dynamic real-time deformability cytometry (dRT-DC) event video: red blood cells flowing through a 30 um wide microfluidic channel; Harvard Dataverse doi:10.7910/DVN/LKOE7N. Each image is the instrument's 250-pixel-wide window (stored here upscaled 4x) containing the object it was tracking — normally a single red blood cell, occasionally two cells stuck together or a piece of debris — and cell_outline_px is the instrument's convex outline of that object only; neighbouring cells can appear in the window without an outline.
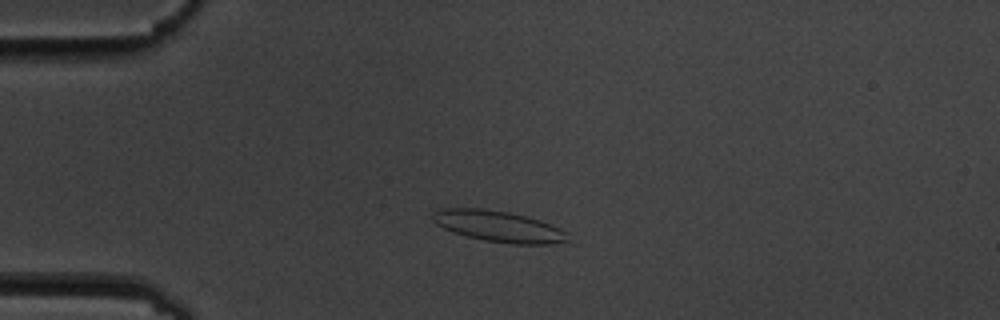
{"species": "common noctule bat (a hibernating species)", "species_latin": "Nyctalus noctula", "temperature_condition": "cold", "stored_images_in_passage": 4, "camera_frame_rate_fps": 3000, "um_per_image_px": 0.085, "animal": {"sex": "male", "body_mass_g": 19.5, "forearm_length_mm": 54.6}, "frame": {"image": 1, "passage_image": 4, "time_ms": 3.333, "image_size_px": [1000, 320], "cell_outline_px": [[568, 240], [552, 244], [512, 244], [484, 240], [452, 232], [436, 224], [432, 220], [432, 212], [440, 208], [484, 208], [508, 212], [540, 220], [560, 228], [564, 232]], "centroid_in_image_um": [42.31, 19.23], "position_along_channel_um": 42.7, "area_um2": 24.33}}